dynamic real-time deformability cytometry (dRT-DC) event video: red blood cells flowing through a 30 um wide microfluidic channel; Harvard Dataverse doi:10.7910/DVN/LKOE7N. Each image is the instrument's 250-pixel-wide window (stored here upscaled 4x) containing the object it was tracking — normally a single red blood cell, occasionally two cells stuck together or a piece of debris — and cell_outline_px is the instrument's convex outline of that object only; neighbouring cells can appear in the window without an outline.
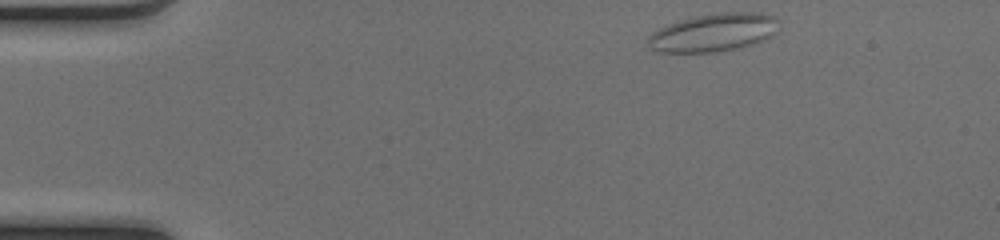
{"species": "common noctule bat (a hibernating species)", "species_latin": "Nyctalus noctula", "temperature_condition": "cold", "stored_images_in_passage": 45, "camera_frame_rate_fps": 3000, "um_per_image_px": 0.085, "animal": {"sex": "female", "body_mass_g": 17.0, "forearm_length_mm": 48.0}, "frame": {"image": 1, "passage_image": 1, "time_ms": 0.0, "image_size_px": [1000, 240], "cell_outline_px": [[776, 20], [772, 32], [768, 36], [752, 44], [736, 48], [712, 52], [660, 52], [652, 48], [648, 44], [648, 36], [652, 32], [668, 24], [680, 20], [696, 16], [720, 12], [760, 12], [772, 16]], "centroid_in_image_um": [60.56, 2.76], "position_along_channel_um": 24.4, "area_um2": 28.26}}
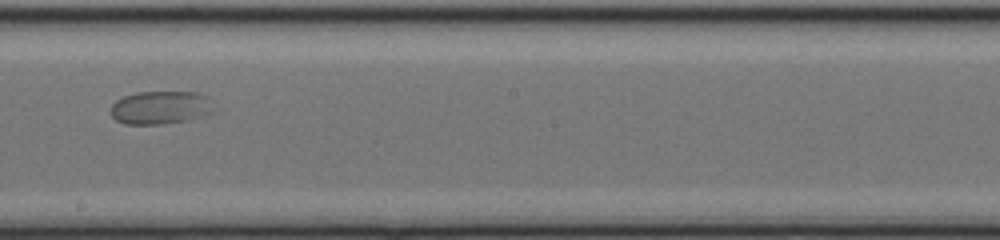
{"frame": {"image": 2, "passage_image": 23, "time_ms": 7.333, "image_size_px": [1000, 240], "cell_outline_px": [[220, 112], [188, 120], [160, 124], [124, 124], [116, 120], [112, 116], [112, 104], [116, 100], [124, 96], [136, 92], [196, 92], [208, 96], [212, 100]], "centroid_in_image_um": [13.76, 9.14], "position_along_channel_um": 234.4, "area_um2": 20.46}}
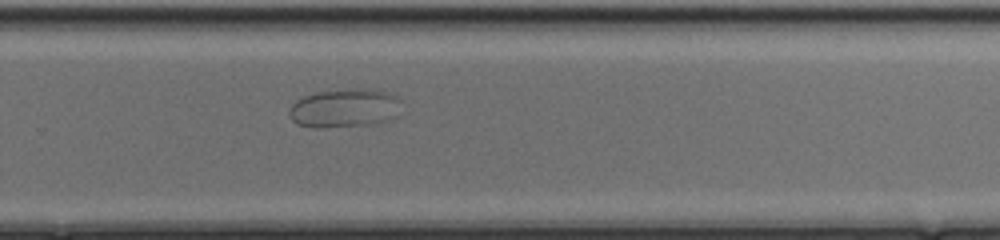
{"frame": {"image": 3, "passage_image": 28, "time_ms": 9.0, "image_size_px": [1000, 240], "cell_outline_px": [[400, 100], [384, 120], [356, 124], [316, 128], [296, 124], [292, 120], [288, 112], [292, 104], [296, 100], [304, 96], [316, 92], [348, 88], [380, 88], [392, 92]], "centroid_in_image_um": [29.15, 9.12], "position_along_channel_um": 300.6, "area_um2": 24.51}}